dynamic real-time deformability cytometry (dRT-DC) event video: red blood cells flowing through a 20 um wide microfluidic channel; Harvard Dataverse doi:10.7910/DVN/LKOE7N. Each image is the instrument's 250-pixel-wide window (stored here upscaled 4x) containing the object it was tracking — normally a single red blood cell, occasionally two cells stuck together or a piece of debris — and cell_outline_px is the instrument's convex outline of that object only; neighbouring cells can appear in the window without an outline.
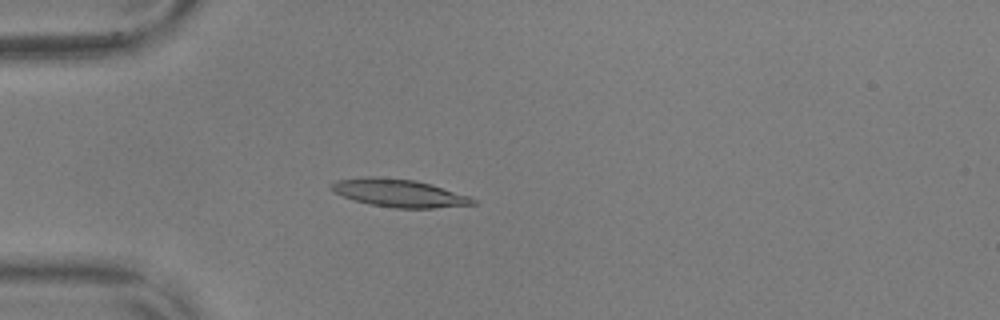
{"species": "common noctule bat (a hibernating species)", "species_latin": "Nyctalus noctula", "temperature_condition": "warm", "stored_images_in_passage": 56, "camera_frame_rate_fps": 3000, "um_per_image_px": 0.085, "animal": {"sex": "male", "body_mass_g": 17.9, "forearm_length_mm": 54.2}, "frame": {"image": 1, "passage_image": 16, "time_ms": 5.0, "image_size_px": [1000, 320], "cell_outline_px": [[476, 204], [432, 208], [396, 208], [368, 204], [332, 192], [328, 188], [336, 180], [368, 176], [376, 176], [416, 180], [432, 184], [468, 196], [476, 200]], "centroid_in_image_um": [33.88, 16.4], "position_along_channel_um": 51.1, "area_um2": 22.95}}
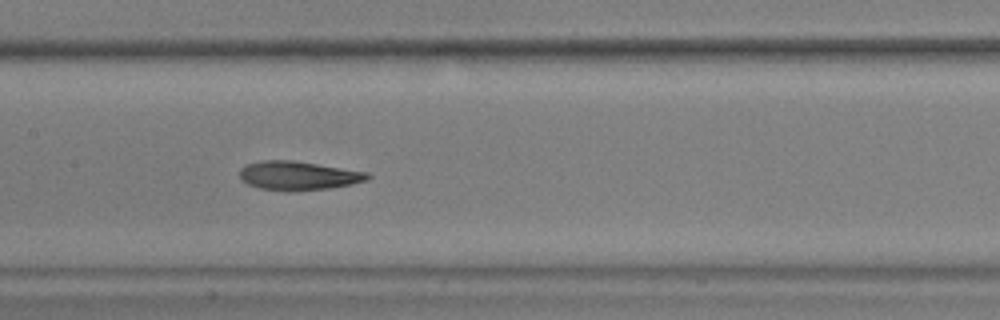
{"frame": {"image": 2, "passage_image": 28, "time_ms": 9.0, "image_size_px": [1000, 320], "cell_outline_px": [[372, 176], [368, 180], [328, 188], [292, 192], [288, 192], [260, 188], [248, 184], [240, 180], [240, 168], [244, 164], [260, 160], [292, 160], [368, 172]], "centroid_in_image_um": [25.3, 14.93], "position_along_channel_um": 182.1, "area_um2": 21.68}}
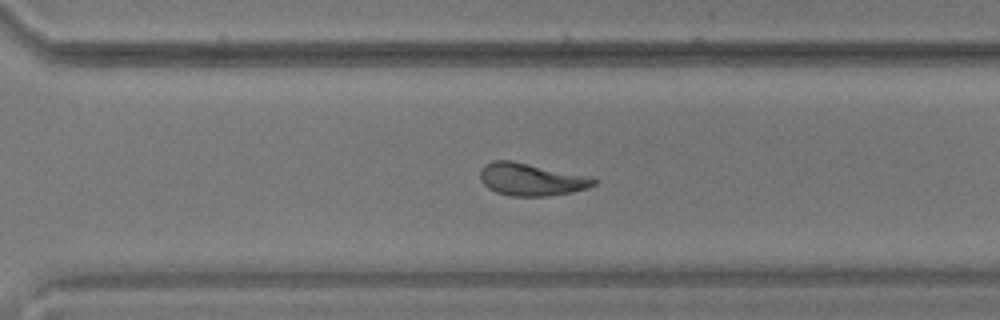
{"frame": {"image": 3, "passage_image": 40, "time_ms": 13.0, "image_size_px": [1000, 320], "cell_outline_px": [[596, 184], [588, 188], [572, 192], [548, 196], [508, 196], [496, 192], [488, 188], [480, 180], [480, 172], [484, 164], [492, 160], [512, 160], [580, 176], [596, 180]], "centroid_in_image_um": [45.04, 15.27], "position_along_channel_um": 325.6, "area_um2": 20.98}, "authors_computed_cell_mechanics": {"area_um2": 21.675, "velocity_mm_per_s": 3.598, "shape_relaxation_time_tau1_ms": 9.3856, "shape_relaxation_time_tau2_ms": 2.937, "deformation_change_tau1": 0.2243, "deformation_change_tau2": 0.1071}}